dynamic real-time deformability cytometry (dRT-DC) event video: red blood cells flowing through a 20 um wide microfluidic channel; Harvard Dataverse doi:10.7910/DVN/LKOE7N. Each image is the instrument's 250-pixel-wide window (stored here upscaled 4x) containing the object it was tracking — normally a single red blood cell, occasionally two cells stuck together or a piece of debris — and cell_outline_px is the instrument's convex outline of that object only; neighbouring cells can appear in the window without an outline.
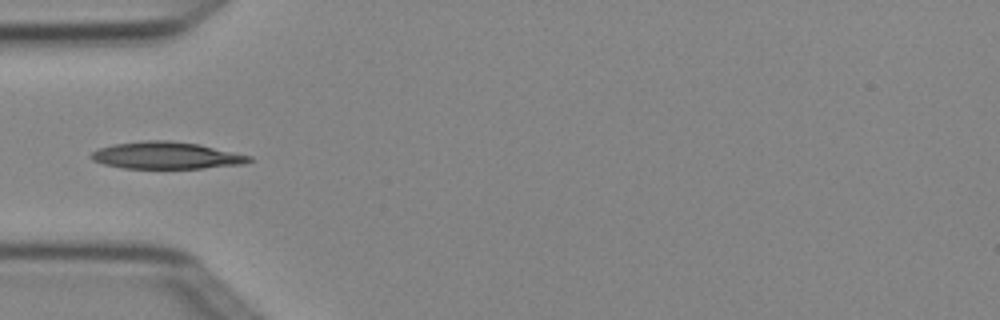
{"species": "Egyptian fruit bat (a non-hibernating species)", "species_latin": "Rousettus aegyptiacus", "temperature_condition": "cold", "stored_images_in_passage": 5, "camera_frame_rate_fps": 3000, "um_per_image_px": 0.085, "animal": {"sex": "female"}, "frame": {"image": 1, "passage_image": 4, "time_ms": 1.0, "image_size_px": [1000, 320], "cell_outline_px": [[252, 160], [244, 164], [204, 168], [124, 168], [104, 164], [92, 160], [88, 156], [92, 152], [100, 148], [112, 144], [144, 140], [168, 140], [200, 144], [252, 156]], "centroid_in_image_um": [14.14, 13.21], "position_along_channel_um": 70.9, "area_um2": 24.97}}
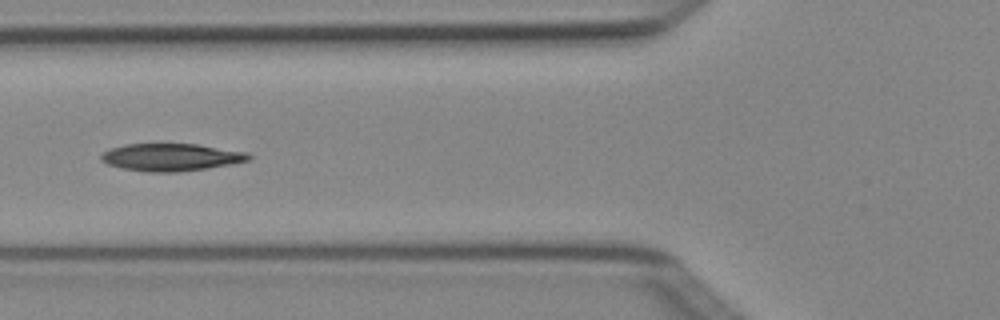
{"frame": {"image": 2, "passage_image": 5, "time_ms": 1.333, "image_size_px": [1000, 320], "cell_outline_px": [[252, 156], [248, 160], [232, 164], [208, 168], [176, 172], [148, 172], [124, 168], [108, 164], [100, 160], [100, 156], [108, 148], [124, 144], [196, 144], [248, 152]], "centroid_in_image_um": [14.54, 13.36], "position_along_channel_um": 111.3, "area_um2": 23.58}}